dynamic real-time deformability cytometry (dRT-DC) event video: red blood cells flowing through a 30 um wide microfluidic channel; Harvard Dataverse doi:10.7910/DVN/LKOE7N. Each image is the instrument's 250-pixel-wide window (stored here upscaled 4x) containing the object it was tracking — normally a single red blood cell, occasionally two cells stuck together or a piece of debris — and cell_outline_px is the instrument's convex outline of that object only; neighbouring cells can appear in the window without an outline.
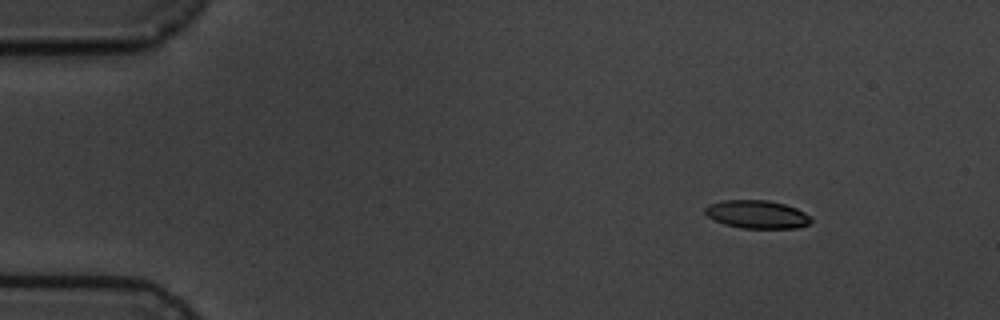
{"species": "common noctule bat (a hibernating species)", "species_latin": "Nyctalus noctula", "temperature_condition": "cold", "stored_images_in_passage": 4, "camera_frame_rate_fps": 3000, "um_per_image_px": 0.085, "animal": {"sex": "male", "body_mass_g": 19.5, "forearm_length_mm": 54.6}, "frame": {"image": 1, "passage_image": 1, "time_ms": 0.0, "image_size_px": [1000, 320], "cell_outline_px": [[812, 220], [808, 224], [800, 228], [744, 228], [724, 224], [708, 216], [704, 212], [704, 208], [708, 204], [720, 200], [768, 200], [784, 204], [796, 208], [804, 212]], "centroid_in_image_um": [64.33, 18.21], "position_along_channel_um": 20.7, "area_um2": 17.34}}
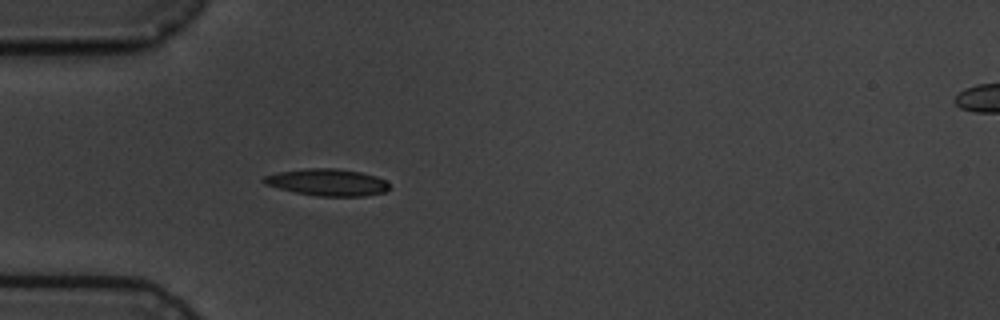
{"frame": {"image": 2, "passage_image": 4, "time_ms": 3.333, "image_size_px": [1000, 320], "cell_outline_px": [[388, 188], [384, 192], [364, 196], [320, 196], [296, 192], [264, 184], [260, 180], [264, 176], [276, 172], [308, 168], [336, 168], [360, 172], [376, 176], [384, 180], [388, 184]], "centroid_in_image_um": [27.79, 15.48], "position_along_channel_um": 57.2, "area_um2": 19.54}}